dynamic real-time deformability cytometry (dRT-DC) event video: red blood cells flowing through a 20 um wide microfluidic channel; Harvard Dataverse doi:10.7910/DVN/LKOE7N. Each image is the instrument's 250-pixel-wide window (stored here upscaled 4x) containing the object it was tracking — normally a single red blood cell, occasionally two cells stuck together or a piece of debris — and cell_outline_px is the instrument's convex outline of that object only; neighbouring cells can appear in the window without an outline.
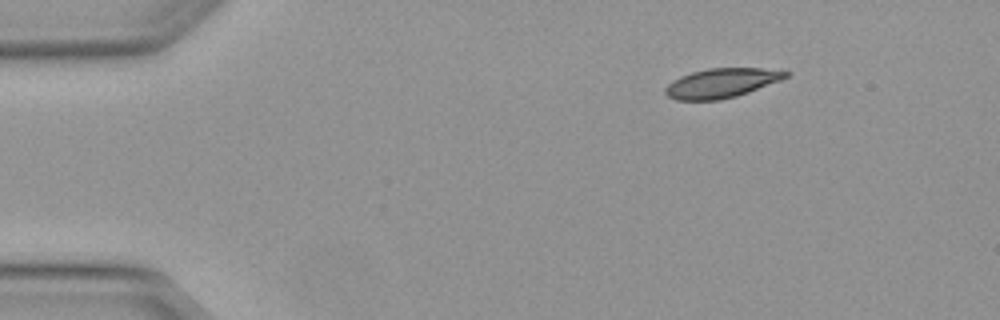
{"species": "Egyptian fruit bat (a non-hibernating species)", "species_latin": "Rousettus aegyptiacus", "temperature_condition": "warm", "stored_images_in_passage": 3, "camera_frame_rate_fps": 3000, "um_per_image_px": 0.085, "animal": {"sex": "female"}, "frame": {"image": 1, "passage_image": 1, "time_ms": 0.0, "image_size_px": [1000, 320], "cell_outline_px": [[792, 72], [788, 76], [780, 80], [748, 92], [736, 96], [720, 100], [676, 100], [668, 96], [664, 92], [664, 88], [672, 80], [680, 76], [692, 72], [708, 68], [764, 68]], "centroid_in_image_um": [61.31, 7.05], "position_along_channel_um": 23.7, "area_um2": 20.63}}